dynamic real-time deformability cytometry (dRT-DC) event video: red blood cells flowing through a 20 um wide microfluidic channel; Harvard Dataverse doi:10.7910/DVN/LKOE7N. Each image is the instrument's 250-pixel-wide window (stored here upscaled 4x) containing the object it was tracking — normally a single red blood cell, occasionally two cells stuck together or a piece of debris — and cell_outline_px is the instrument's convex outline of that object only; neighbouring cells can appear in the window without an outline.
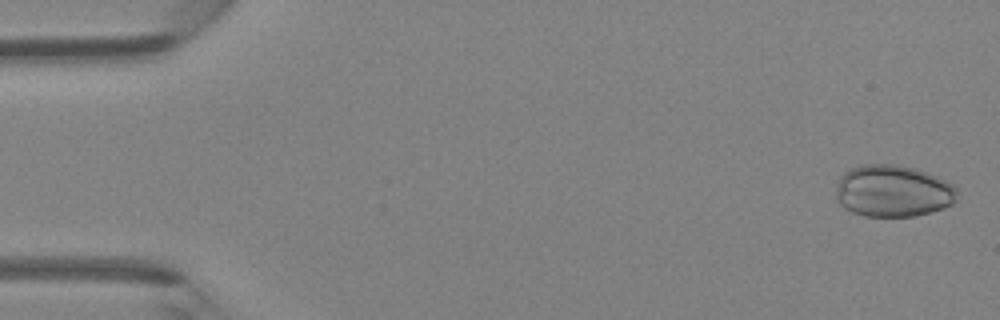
{"species": "Egyptian fruit bat (a non-hibernating species)", "species_latin": "Rousettus aegyptiacus", "temperature_condition": "room temperature", "stored_images_in_passage": 47, "camera_frame_rate_fps": 3000, "um_per_image_px": 0.085, "animal": {"sex": "female"}, "frame": {"image": 1, "passage_image": 2, "time_ms": 0.333, "image_size_px": [1000, 320], "cell_outline_px": [[956, 192], [952, 204], [944, 208], [916, 216], [864, 216], [852, 212], [844, 208], [836, 200], [836, 188], [840, 176], [848, 168], [864, 164], [896, 164], [912, 168], [936, 176], [952, 184], [956, 188]], "centroid_in_image_um": [75.85, 16.24], "position_along_channel_um": 9.2, "area_um2": 36.65}}
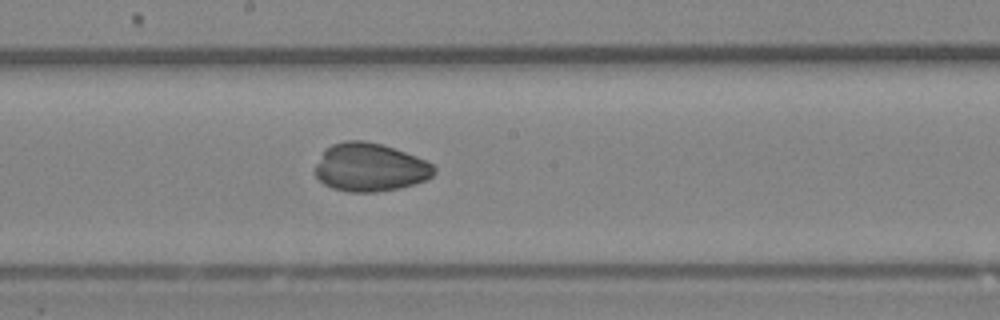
{"frame": {"image": 2, "passage_image": 26, "time_ms": 8.333, "image_size_px": [1000, 320], "cell_outline_px": [[436, 172], [428, 180], [400, 188], [376, 192], [348, 192], [332, 188], [324, 184], [316, 176], [316, 164], [324, 148], [332, 144], [344, 140], [364, 140], [380, 144], [416, 156], [432, 164], [436, 168]], "centroid_in_image_um": [31.44, 14.23], "position_along_channel_um": 216.8, "area_um2": 33.58}}
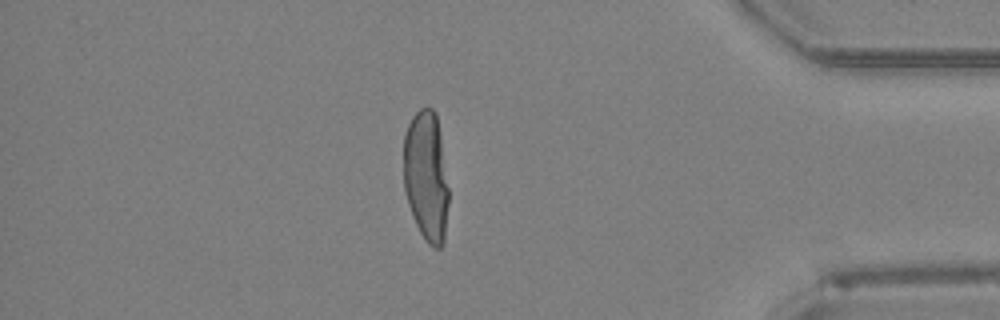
{"frame": {"image": 3, "passage_image": 41, "time_ms": 13.333, "image_size_px": [1000, 320], "cell_outline_px": [[448, 204], [444, 244], [440, 248], [436, 248], [428, 244], [424, 240], [416, 224], [408, 204], [404, 192], [404, 136], [408, 124], [412, 116], [420, 108], [432, 108], [436, 112], [440, 136], [448, 188]], "centroid_in_image_um": [36.22, 15.0], "position_along_channel_um": 399.0, "area_um2": 34.28}}